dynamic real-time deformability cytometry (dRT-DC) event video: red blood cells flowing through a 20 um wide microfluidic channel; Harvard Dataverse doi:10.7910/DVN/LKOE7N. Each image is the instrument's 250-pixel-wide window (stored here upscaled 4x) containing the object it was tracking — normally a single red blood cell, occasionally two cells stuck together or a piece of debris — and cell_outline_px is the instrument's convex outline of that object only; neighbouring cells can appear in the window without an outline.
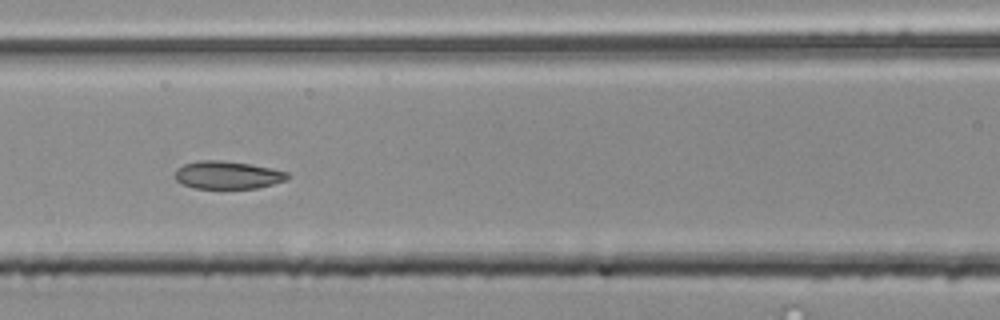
{"species": "common noctule bat (a hibernating species)", "species_latin": "Nyctalus noctula", "temperature_condition": "room temperature", "stored_images_in_passage": 56, "segment_of_instrument_passage": [2, 2], "camera_frame_rate_fps": 3000, "um_per_image_px": 0.085, "animal": {"sex": "male", "body_mass_g": 20.4}, "frame": {"image": 1, "passage_image": 25, "time_ms": 8.0, "image_size_px": [1000, 320], "cell_outline_px": [[288, 176], [284, 180], [272, 184], [256, 188], [196, 188], [184, 184], [176, 180], [176, 168], [184, 164], [200, 160], [220, 160], [252, 164], [272, 168], [288, 172]], "centroid_in_image_um": [19.34, 14.86], "position_along_channel_um": 147.3, "area_um2": 18.03}}
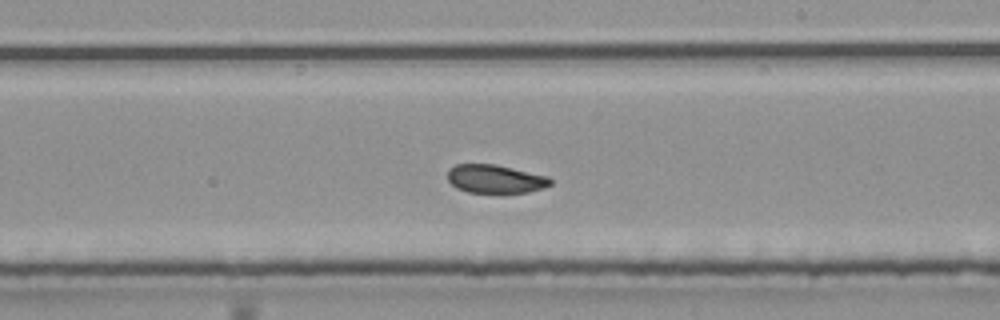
{"frame": {"image": 2, "passage_image": 33, "time_ms": 10.667, "image_size_px": [1000, 320], "cell_outline_px": [[552, 184], [544, 188], [528, 192], [500, 196], [468, 192], [456, 188], [448, 180], [448, 168], [456, 164], [496, 164], [548, 176], [552, 180]], "centroid_in_image_um": [42.12, 15.26], "position_along_channel_um": 246.9, "area_um2": 17.92}}
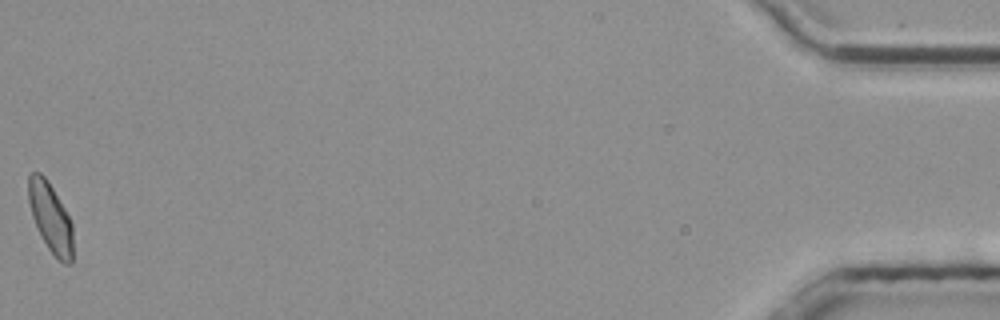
{"frame": {"image": 3, "passage_image": 56, "time_ms": 18.333, "image_size_px": [1000, 320], "cell_outline_px": [[72, 264], [64, 264], [48, 248], [40, 236], [32, 216], [28, 200], [28, 176], [32, 172], [40, 172], [44, 176], [52, 188], [64, 208], [72, 224]], "centroid_in_image_um": [4.27, 18.5], "position_along_channel_um": 430.9, "area_um2": 17.74}}